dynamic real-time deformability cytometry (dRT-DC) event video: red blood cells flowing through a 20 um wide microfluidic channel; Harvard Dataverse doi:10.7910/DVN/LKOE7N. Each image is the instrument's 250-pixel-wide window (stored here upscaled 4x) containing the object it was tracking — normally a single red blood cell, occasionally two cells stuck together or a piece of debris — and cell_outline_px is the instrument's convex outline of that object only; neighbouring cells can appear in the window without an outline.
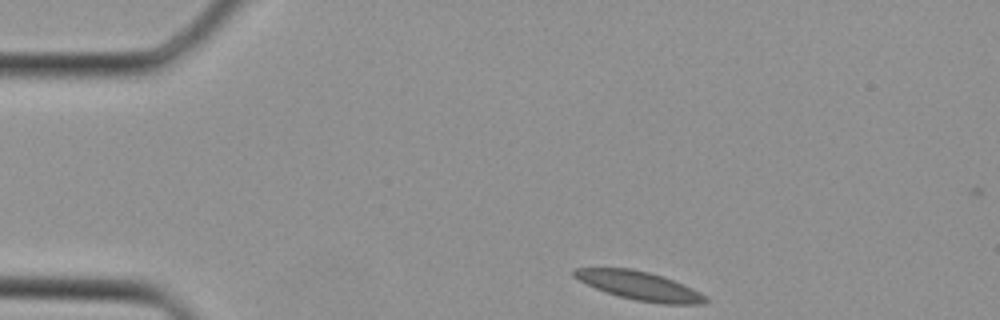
{"species": "Egyptian fruit bat (a non-hibernating species)", "species_latin": "Rousettus aegyptiacus", "temperature_condition": "cold", "stored_images_in_passage": 35, "camera_frame_rate_fps": 3000, "um_per_image_px": 0.085, "animal": {"sex": "female"}, "frame": {"image": 1, "passage_image": 1, "time_ms": 0.0, "image_size_px": [1000, 320], "cell_outline_px": [[708, 300], [704, 304], [660, 304], [636, 300], [604, 292], [572, 276], [572, 268], [628, 268], [648, 272], [672, 280], [692, 288], [700, 292]], "centroid_in_image_um": [54.33, 24.29], "position_along_channel_um": 30.7, "area_um2": 21.62}}
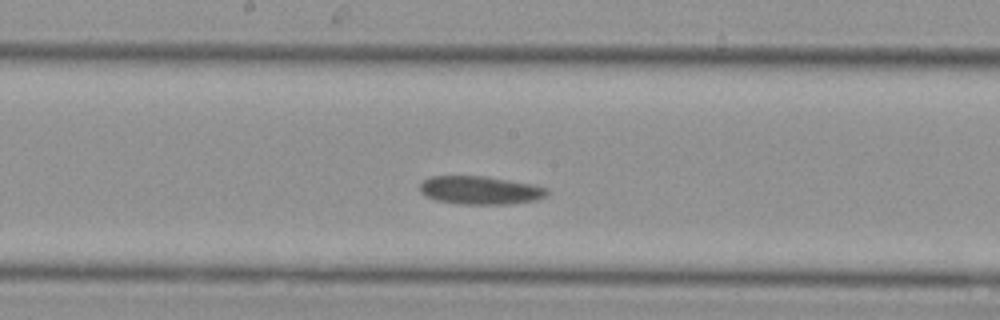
{"frame": {"image": 2, "passage_image": 15, "time_ms": 4.667, "image_size_px": [1000, 320], "cell_outline_px": [[548, 196], [536, 200], [508, 204], [460, 204], [436, 200], [420, 192], [420, 184], [424, 180], [432, 176], [484, 176], [532, 184], [548, 188]], "centroid_in_image_um": [40.84, 16.17], "position_along_channel_um": 207.4, "area_um2": 20.87}}
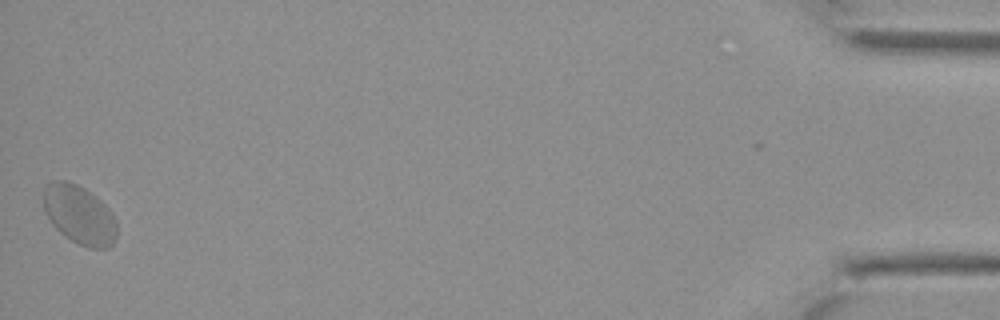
{"frame": {"image": 3, "passage_image": 34, "time_ms": 11.0, "image_size_px": [1000, 320], "cell_outline_px": [[116, 240], [108, 248], [88, 248], [64, 236], [52, 224], [44, 212], [44, 188], [52, 180], [64, 180], [76, 184], [84, 188], [96, 196], [112, 212], [116, 220]], "centroid_in_image_um": [6.75, 18.26], "position_along_channel_um": 428.4, "area_um2": 25.2}}